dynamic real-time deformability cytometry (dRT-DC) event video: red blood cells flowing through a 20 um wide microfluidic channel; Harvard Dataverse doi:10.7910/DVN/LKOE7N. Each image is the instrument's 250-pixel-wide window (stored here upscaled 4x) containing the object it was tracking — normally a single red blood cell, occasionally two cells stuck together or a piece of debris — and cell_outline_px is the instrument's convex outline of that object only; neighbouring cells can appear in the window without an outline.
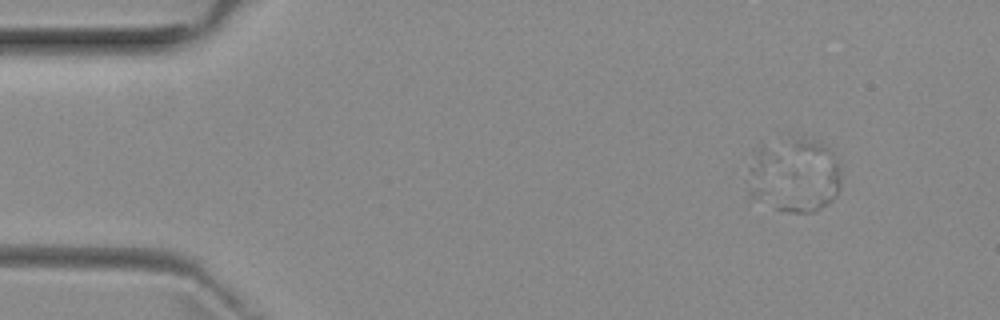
{"species": "common noctule bat (a hibernating species)", "species_latin": "Nyctalus noctula", "temperature_condition": "room temperature", "stored_images_in_passage": 5, "camera_frame_rate_fps": 3000, "um_per_image_px": 0.085, "animal": {"sex": "female", "body_mass_g": 29.2, "forearm_length_mm": 56.3}, "frame": {"image": 1, "passage_image": 3, "time_ms": 2.333, "image_size_px": [1000, 320], "cell_outline_px": [[840, 188], [836, 196], [832, 200], [812, 212], [788, 212], [776, 208], [832, 160], [836, 160], [840, 176]], "centroid_in_image_um": [69.27, 16.24], "position_along_channel_um": 15.7, "area_um2": 12.08}}